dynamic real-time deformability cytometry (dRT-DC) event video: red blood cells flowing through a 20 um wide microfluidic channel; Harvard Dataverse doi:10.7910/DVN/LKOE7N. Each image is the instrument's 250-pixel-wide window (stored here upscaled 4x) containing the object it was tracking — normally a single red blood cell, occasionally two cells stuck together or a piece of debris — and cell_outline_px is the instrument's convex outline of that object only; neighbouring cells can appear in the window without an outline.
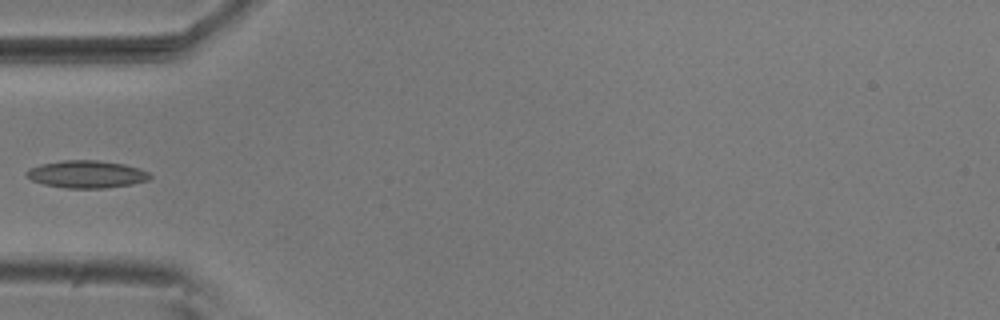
{"species": "common noctule bat (a hibernating species)", "species_latin": "Nyctalus noctula", "temperature_condition": "room temperature", "stored_images_in_passage": 7, "camera_frame_rate_fps": 3000, "um_per_image_px": 0.085, "animal": {"sex": "male", "body_mass_g": 20.5, "forearm_length_mm": 52.5}, "frame": {"image": 1, "passage_image": 6, "time_ms": 1.667, "image_size_px": [1000, 320], "cell_outline_px": [[152, 176], [148, 180], [132, 184], [104, 188], [64, 188], [44, 184], [32, 180], [24, 176], [24, 172], [28, 168], [40, 164], [64, 160], [96, 160], [124, 164], [140, 168], [148, 172]], "centroid_in_image_um": [7.33, 14.81], "position_along_channel_um": 77.7, "area_um2": 19.88}}
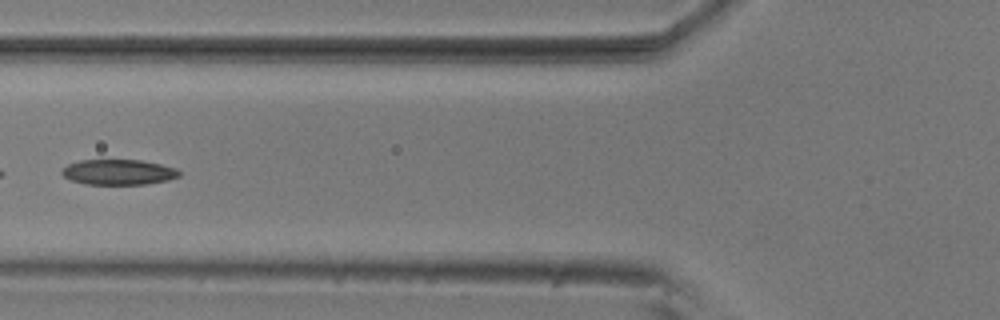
{"frame": {"image": 2, "passage_image": 7, "time_ms": 2.0, "image_size_px": [1000, 320], "cell_outline_px": [[180, 176], [168, 180], [144, 184], [84, 184], [72, 180], [64, 176], [60, 172], [68, 164], [80, 160], [140, 160], [160, 164], [176, 168], [180, 172]], "centroid_in_image_um": [10.07, 14.63], "position_along_channel_um": 115.7, "area_um2": 17.22}}